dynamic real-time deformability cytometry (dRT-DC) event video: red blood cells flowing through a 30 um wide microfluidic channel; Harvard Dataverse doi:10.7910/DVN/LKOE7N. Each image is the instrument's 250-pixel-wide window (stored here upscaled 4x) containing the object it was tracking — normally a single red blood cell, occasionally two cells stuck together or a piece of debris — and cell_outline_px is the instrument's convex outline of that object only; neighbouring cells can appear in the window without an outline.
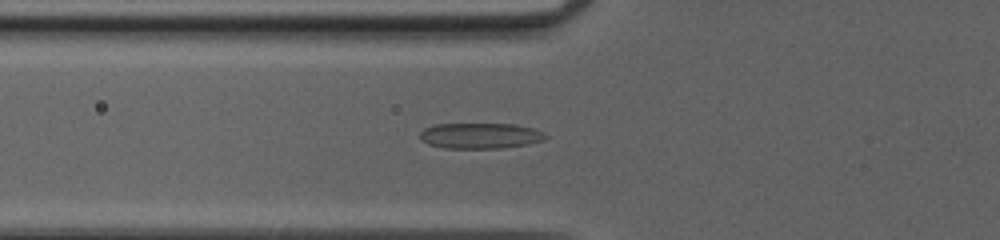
{"species": "common noctule bat (a hibernating species)", "species_latin": "Nyctalus noctula", "temperature_condition": "cold", "stored_images_in_passage": 25, "camera_frame_rate_fps": 3000, "um_per_image_px": 0.085, "animal": {"sex": "female", "body_mass_g": 20.0, "forearm_length_mm": 54.0}, "frame": {"image": 1, "passage_image": 21, "time_ms": 6.667, "image_size_px": [1000, 240], "cell_outline_px": [[548, 136], [544, 140], [528, 144], [504, 148], [444, 148], [428, 144], [420, 140], [420, 132], [424, 128], [432, 124], [516, 124], [532, 128], [544, 132]], "centroid_in_image_um": [40.81, 11.54], "position_along_channel_um": 85.0, "area_um2": 18.96}}
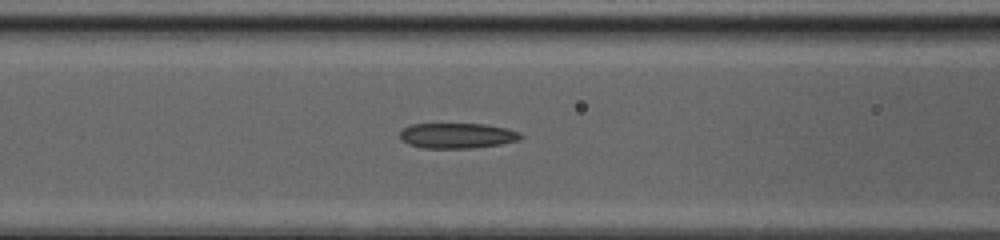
{"frame": {"image": 2, "passage_image": 24, "time_ms": 7.667, "image_size_px": [1000, 240], "cell_outline_px": [[524, 136], [520, 140], [500, 144], [468, 148], [424, 148], [408, 144], [400, 136], [400, 132], [404, 128], [412, 124], [484, 124], [508, 128], [520, 132]], "centroid_in_image_um": [38.91, 11.52], "position_along_channel_um": 127.7, "area_um2": 17.74}}